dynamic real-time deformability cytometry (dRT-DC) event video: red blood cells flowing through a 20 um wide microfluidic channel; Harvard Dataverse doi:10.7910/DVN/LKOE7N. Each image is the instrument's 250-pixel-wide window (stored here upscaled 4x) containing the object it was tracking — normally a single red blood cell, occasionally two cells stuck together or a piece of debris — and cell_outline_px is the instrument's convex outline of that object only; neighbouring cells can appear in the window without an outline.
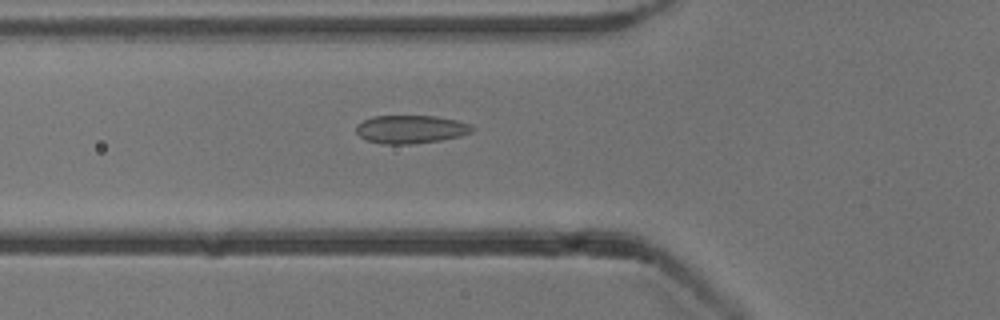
{"species": "common noctule bat (a hibernating species)", "species_latin": "Nyctalus noctula", "temperature_condition": "cold", "stored_images_in_passage": 53, "camera_frame_rate_fps": 3000, "um_per_image_px": 0.085, "animal": {"sex": "male", "body_mass_g": 13.3}, "frame": {"image": 1, "passage_image": 19, "time_ms": 6.0, "image_size_px": [1000, 320], "cell_outline_px": [[476, 128], [472, 132], [460, 136], [440, 140], [408, 144], [380, 144], [364, 140], [356, 132], [356, 124], [372, 116], [436, 116], [456, 120], [472, 124]], "centroid_in_image_um": [34.91, 10.99], "position_along_channel_um": 90.9, "area_um2": 19.25}}
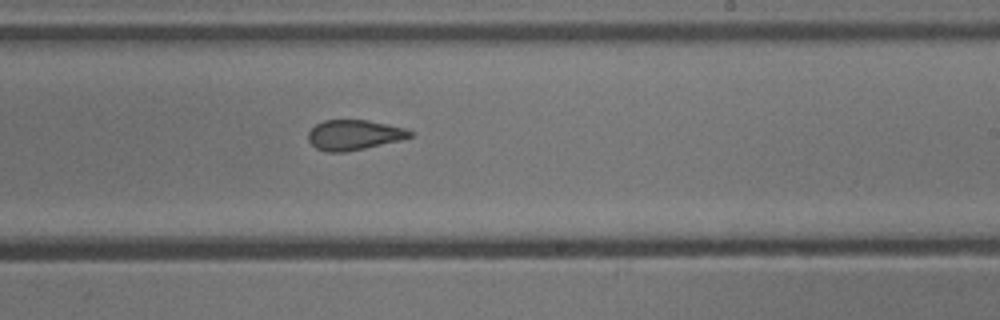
{"frame": {"image": 2, "passage_image": 32, "time_ms": 10.333, "image_size_px": [1000, 320], "cell_outline_px": [[416, 136], [400, 140], [364, 148], [344, 152], [328, 152], [316, 148], [308, 140], [308, 132], [316, 124], [324, 120], [368, 120], [388, 124], [404, 128], [416, 132]], "centroid_in_image_um": [30.13, 11.46], "position_along_channel_um": 258.9, "area_um2": 17.92}}
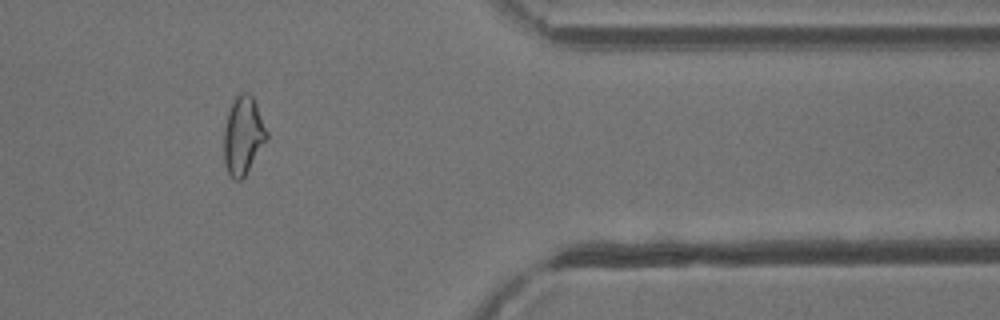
{"frame": {"image": 3, "passage_image": 44, "time_ms": 14.333, "image_size_px": [1000, 320], "cell_outline_px": [[268, 136], [244, 176], [240, 180], [236, 180], [228, 172], [224, 164], [224, 128], [228, 112], [236, 96], [240, 92], [248, 92], [252, 96], [256, 104], [268, 132]], "centroid_in_image_um": [20.65, 11.49], "position_along_channel_um": 390.7, "area_um2": 19.07}, "authors_computed_cell_mechanics": {"area_um2": 19.9988, "velocity_mm_per_s": 3.8635, "shape_relaxation_time_tau1_ms": null, "shape_relaxation_time_tau2_ms": 2.008, "deformation_change_tau1": null, "deformation_change_tau2": 0.0686}}